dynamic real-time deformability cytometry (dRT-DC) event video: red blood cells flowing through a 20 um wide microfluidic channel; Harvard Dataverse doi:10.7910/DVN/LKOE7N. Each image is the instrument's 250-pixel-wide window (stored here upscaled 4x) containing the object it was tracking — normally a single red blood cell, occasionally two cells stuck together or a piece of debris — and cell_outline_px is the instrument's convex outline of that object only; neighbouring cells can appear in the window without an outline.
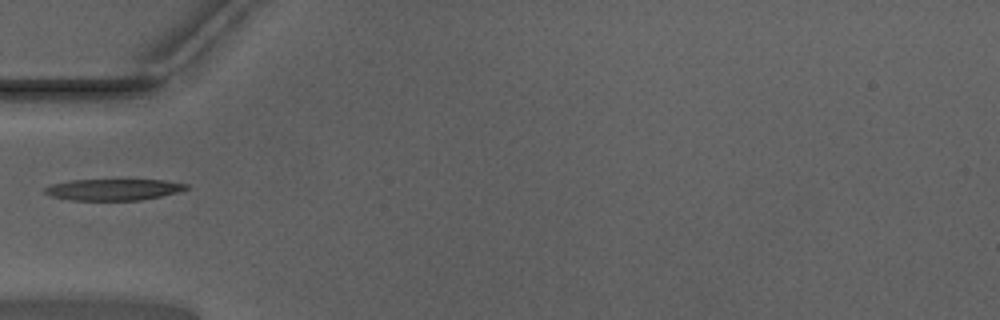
{"species": "Egyptian fruit bat (a non-hibernating species)", "species_latin": "Rousettus aegyptiacus", "temperature_condition": "warm", "stored_images_in_passage": 35, "camera_frame_rate_fps": 3000, "um_per_image_px": 0.085, "animal": {"sex": "male"}, "frame": {"image": 1, "passage_image": 1, "time_ms": 0.0, "image_size_px": [1000, 320], "cell_outline_px": [[188, 188], [176, 192], [160, 196], [140, 200], [68, 200], [52, 196], [44, 192], [44, 188], [52, 184], [72, 180], [164, 180], [188, 184]], "centroid_in_image_um": [9.62, 16.11], "position_along_channel_um": 75.4, "area_um2": 17.4}}
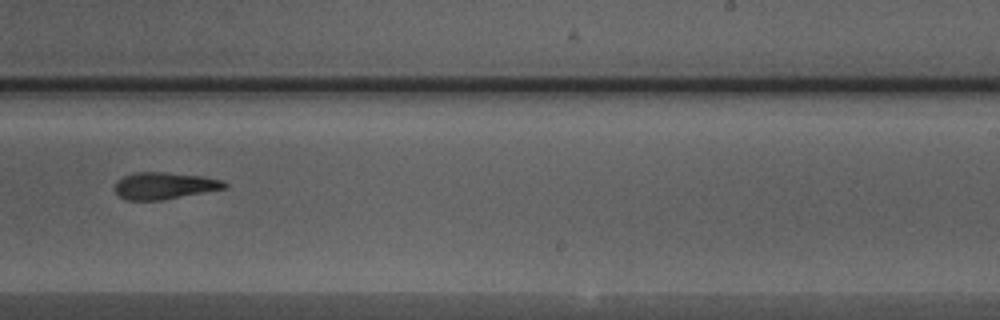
{"frame": {"image": 2, "passage_image": 16, "time_ms": 5.0, "image_size_px": [1000, 320], "cell_outline_px": [[228, 188], [164, 200], [124, 200], [116, 192], [116, 180], [124, 176], [136, 172], [168, 172], [200, 176], [220, 180], [228, 184]], "centroid_in_image_um": [13.98, 15.79], "position_along_channel_um": 275.0, "area_um2": 17.22}}
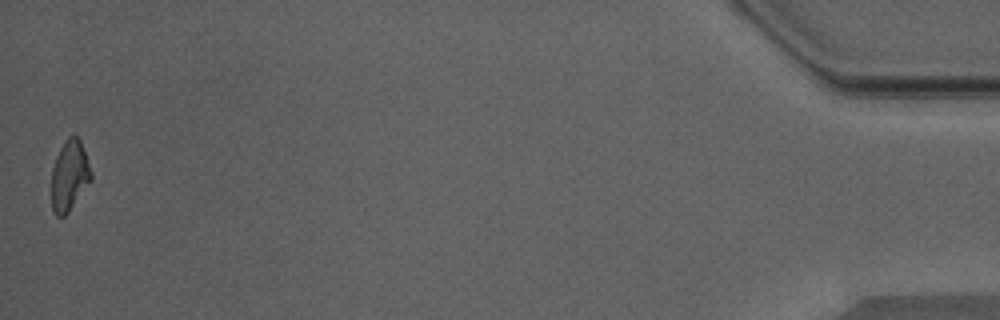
{"frame": {"image": 3, "passage_image": 35, "time_ms": 11.333, "image_size_px": [1000, 320], "cell_outline_px": [[92, 180], [68, 212], [64, 216], [56, 216], [52, 212], [52, 168], [56, 156], [64, 140], [68, 136], [76, 136], [80, 140], [92, 172]], "centroid_in_image_um": [5.9, 14.93], "position_along_channel_um": 429.3, "area_um2": 16.24}}